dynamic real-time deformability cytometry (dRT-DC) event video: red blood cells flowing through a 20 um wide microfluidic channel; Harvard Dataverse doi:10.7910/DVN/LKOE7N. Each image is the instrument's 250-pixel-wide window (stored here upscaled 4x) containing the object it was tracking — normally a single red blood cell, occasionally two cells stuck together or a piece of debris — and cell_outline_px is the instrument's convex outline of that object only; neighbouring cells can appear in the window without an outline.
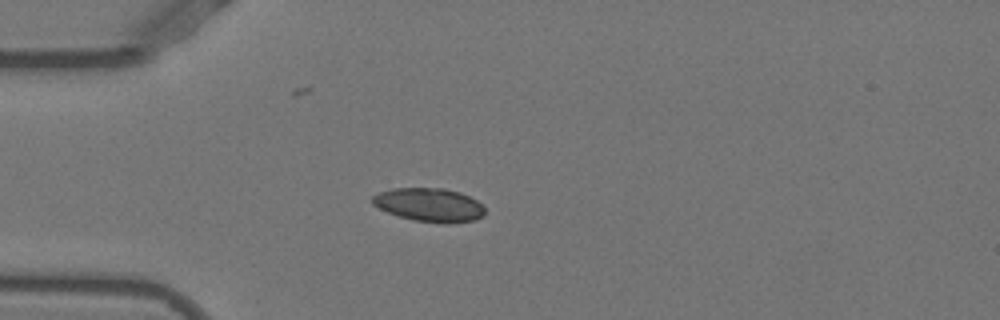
{"species": "Egyptian fruit bat (a non-hibernating species)", "species_latin": "Rousettus aegyptiacus", "temperature_condition": "warm", "stored_images_in_passage": 50, "camera_frame_rate_fps": 3000, "um_per_image_px": 0.085, "animal": {"sex": "female"}, "frame": {"image": 1, "passage_image": 15, "time_ms": 4.667, "image_size_px": [1000, 320], "cell_outline_px": [[484, 216], [476, 220], [448, 224], [444, 224], [412, 220], [388, 212], [372, 204], [368, 200], [372, 196], [380, 192], [392, 188], [444, 188], [460, 192], [476, 200], [484, 208]], "centroid_in_image_um": [36.48, 17.42], "position_along_channel_um": 48.5, "area_um2": 22.2}}
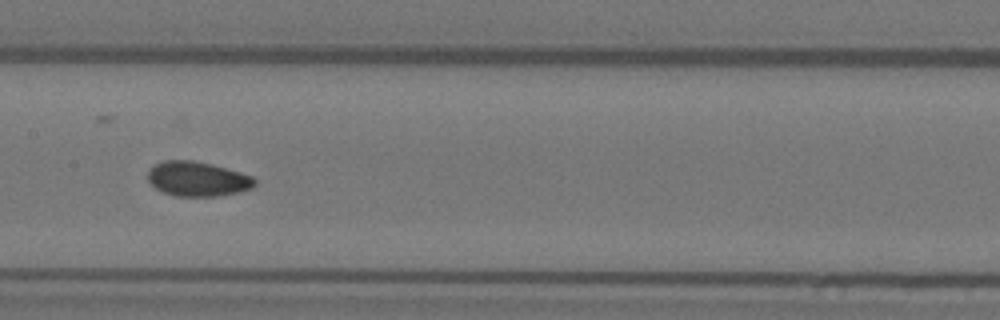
{"frame": {"image": 2, "passage_image": 27, "time_ms": 8.667, "image_size_px": [1000, 320], "cell_outline_px": [[256, 184], [252, 188], [240, 192], [220, 196], [176, 196], [164, 192], [156, 188], [148, 180], [148, 168], [164, 160], [192, 160], [212, 164], [240, 172], [252, 176], [256, 180]], "centroid_in_image_um": [16.8, 15.21], "position_along_channel_um": 190.6, "area_um2": 21.68}}
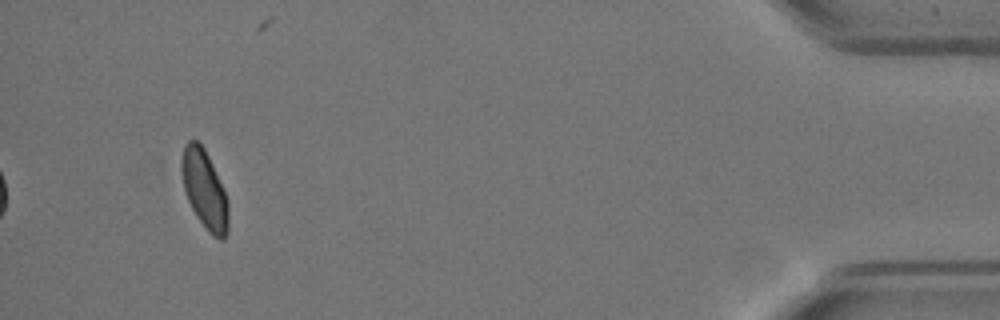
{"frame": {"image": 3, "passage_image": 50, "time_ms": 16.333, "image_size_px": [1000, 320], "cell_outline_px": [[228, 232], [224, 240], [220, 240], [212, 236], [208, 232], [196, 216], [188, 200], [184, 188], [180, 172], [180, 156], [188, 140], [196, 140], [204, 148], [212, 164], [228, 200]], "centroid_in_image_um": [17.37, 16.13], "position_along_channel_um": 417.8, "area_um2": 21.5}, "authors_computed_cell_mechanics": {"area_um2": 21.5883, "velocity_mm_per_s": 3.8953, "shape_relaxation_time_tau1_ms": 3.2953, "shape_relaxation_time_tau2_ms": 2.5579, "deformation_change_tau1": 0.1179, "deformation_change_tau2": 0.0637}}